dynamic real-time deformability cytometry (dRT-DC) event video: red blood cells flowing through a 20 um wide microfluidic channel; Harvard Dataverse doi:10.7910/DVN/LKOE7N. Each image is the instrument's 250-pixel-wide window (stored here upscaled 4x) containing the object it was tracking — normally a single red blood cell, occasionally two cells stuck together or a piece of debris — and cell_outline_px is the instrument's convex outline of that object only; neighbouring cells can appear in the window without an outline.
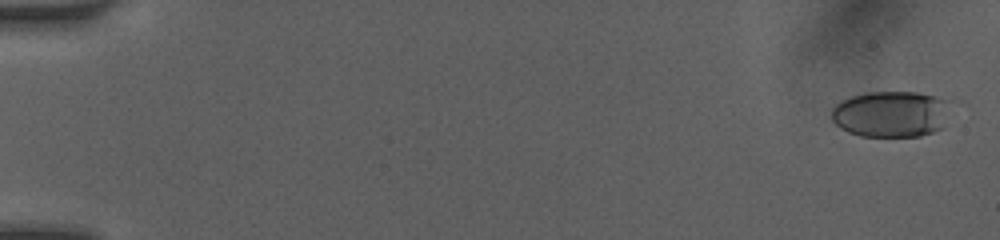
{"species": "human", "species_latin": "Homo sapiens", "temperature_condition": "room temperature", "stored_images_in_passage": 51, "camera_frame_rate_fps": 3000, "um_per_image_px": 0.085, "donor": {"sex": "female"}, "frame": {"image": 1, "passage_image": 2, "time_ms": 0.333, "image_size_px": [1000, 240], "cell_outline_px": [[952, 100], [944, 128], [920, 136], [860, 136], [848, 132], [840, 128], [832, 120], [832, 108], [840, 100], [864, 92], [916, 92], [936, 96]], "centroid_in_image_um": [75.77, 9.68], "position_along_channel_um": 9.2, "area_um2": 32.6}}
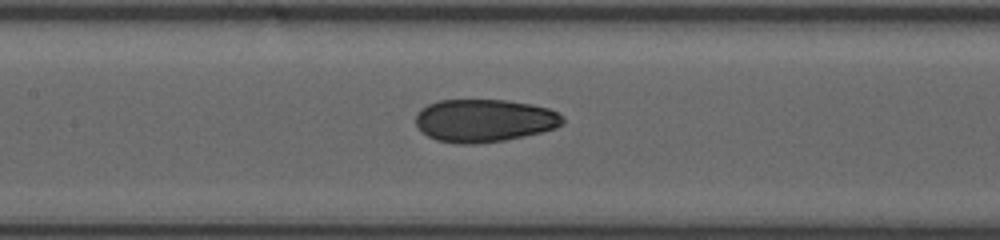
{"frame": {"image": 2, "passage_image": 26, "time_ms": 8.333, "image_size_px": [1000, 240], "cell_outline_px": [[564, 124], [556, 128], [540, 132], [504, 140], [476, 144], [460, 144], [436, 140], [420, 132], [416, 124], [416, 112], [420, 108], [428, 104], [440, 100], [508, 100], [532, 104], [548, 108], [556, 112], [564, 120]], "centroid_in_image_um": [41.12, 10.24], "position_along_channel_um": 166.3, "area_um2": 36.82}}
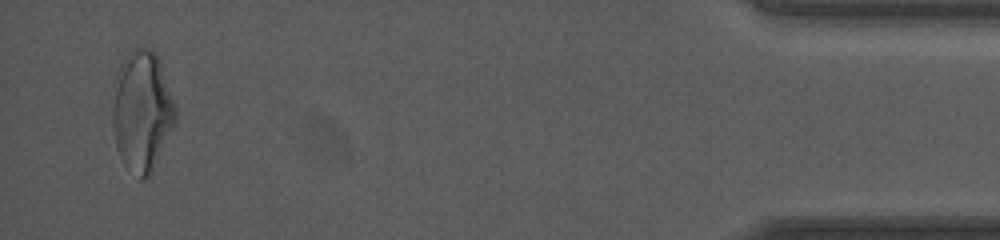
{"frame": {"image": 3, "passage_image": 50, "time_ms": 16.333, "image_size_px": [1000, 240], "cell_outline_px": [[176, 124], [152, 172], [144, 180], [140, 180], [124, 164], [116, 148], [112, 128], [112, 108], [116, 72], [128, 52], [132, 48], [152, 48], [156, 52], [160, 60], [176, 108]], "centroid_in_image_um": [12.07, 9.45], "position_along_channel_um": 423.1, "area_um2": 44.8}, "authors_computed_cell_mechanics": {"area_um2": 36.4718, "velocity_mm_per_s": 4.1289, "shape_relaxation_time_tau1_ms": 5.2105, "shape_relaxation_time_tau2_ms": 1.5881, "deformation_change_tau1": 0.1628, "deformation_change_tau2": 0.0672}}